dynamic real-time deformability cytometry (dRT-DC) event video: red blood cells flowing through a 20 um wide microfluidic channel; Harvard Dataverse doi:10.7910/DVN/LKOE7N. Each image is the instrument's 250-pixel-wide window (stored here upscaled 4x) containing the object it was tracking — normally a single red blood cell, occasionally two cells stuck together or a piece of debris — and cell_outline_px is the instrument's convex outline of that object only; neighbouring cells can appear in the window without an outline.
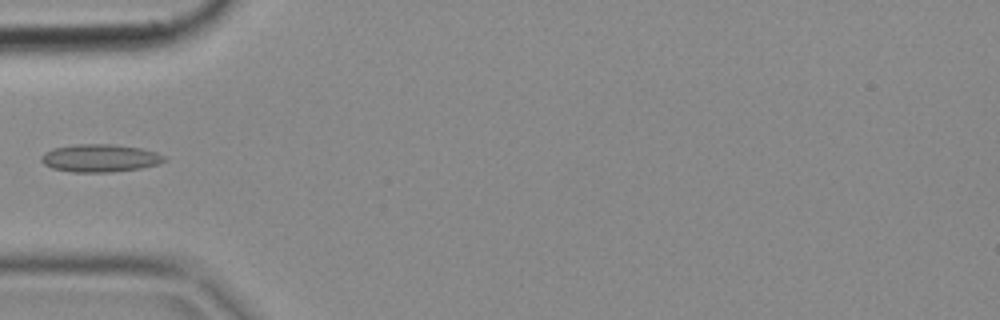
{"species": "common noctule bat (a hibernating species)", "species_latin": "Nyctalus noctula", "temperature_condition": "cold", "stored_images_in_passage": 5, "camera_frame_rate_fps": 3000, "um_per_image_px": 0.085, "animal": {"sex": "female", "body_mass_g": 18.4}, "frame": {"image": 1, "passage_image": 4, "time_ms": 1.0, "image_size_px": [1000, 320], "cell_outline_px": [[168, 160], [156, 164], [140, 168], [112, 172], [72, 172], [52, 168], [44, 164], [40, 160], [40, 156], [44, 152], [52, 148], [76, 144], [112, 144], [140, 148], [156, 152], [164, 156]], "centroid_in_image_um": [8.46, 13.43], "position_along_channel_um": 76.5, "area_um2": 19.94}}
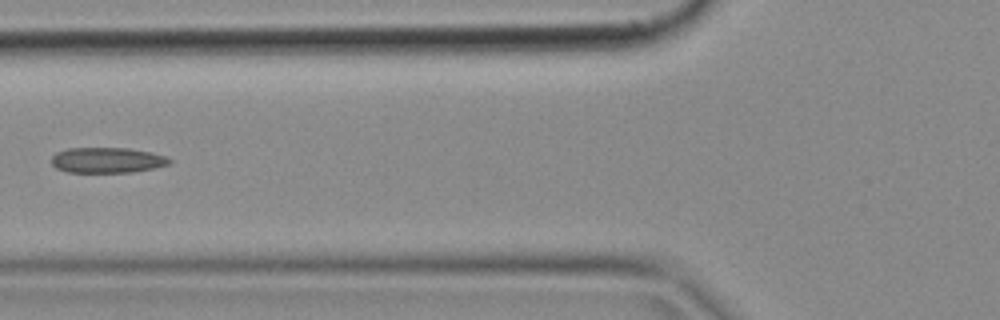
{"frame": {"image": 2, "passage_image": 5, "time_ms": 1.333, "image_size_px": [1000, 320], "cell_outline_px": [[172, 160], [168, 164], [152, 168], [132, 172], [68, 172], [56, 168], [52, 164], [52, 156], [56, 152], [68, 148], [128, 148], [152, 152], [168, 156]], "centroid_in_image_um": [9.11, 13.6], "position_along_channel_um": 116.7, "area_um2": 17.51}}